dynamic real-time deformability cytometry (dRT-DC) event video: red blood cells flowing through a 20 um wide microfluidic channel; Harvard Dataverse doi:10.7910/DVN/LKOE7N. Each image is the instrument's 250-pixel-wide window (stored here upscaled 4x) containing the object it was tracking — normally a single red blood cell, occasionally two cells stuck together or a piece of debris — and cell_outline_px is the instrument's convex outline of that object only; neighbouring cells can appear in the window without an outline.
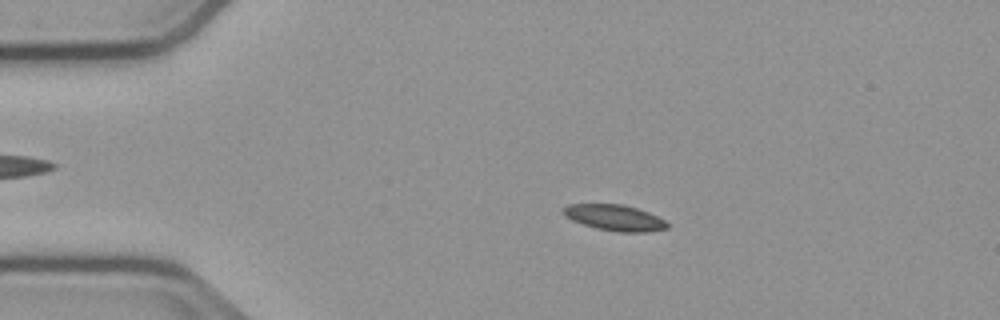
{"species": "common noctule bat (a hibernating species)", "species_latin": "Nyctalus noctula", "temperature_condition": "cold", "stored_images_in_passage": 41, "camera_frame_rate_fps": 3000, "um_per_image_px": 0.085, "animal": {"sex": "male", "body_mass_g": 23.1, "forearm_length_mm": 52.7}, "frame": {"image": 1, "passage_image": 11, "time_ms": 3.333, "image_size_px": [1000, 320], "cell_outline_px": [[668, 228], [648, 232], [616, 232], [596, 228], [572, 220], [564, 216], [564, 208], [568, 204], [624, 204], [648, 212], [664, 220], [668, 224]], "centroid_in_image_um": [52.25, 18.51], "position_along_channel_um": 32.7, "area_um2": 15.61}}
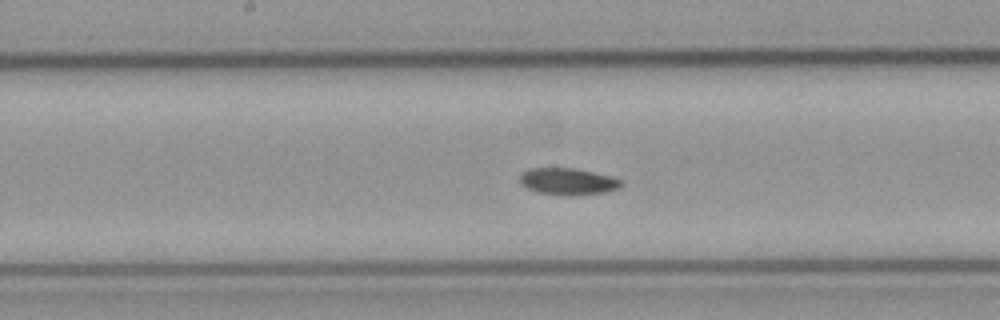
{"frame": {"image": 2, "passage_image": 28, "time_ms": 9.0, "image_size_px": [1000, 320], "cell_outline_px": [[624, 184], [620, 188], [604, 192], [572, 196], [564, 196], [536, 192], [520, 184], [520, 176], [528, 168], [572, 168], [612, 176], [624, 180]], "centroid_in_image_um": [48.3, 15.44], "position_along_channel_um": 199.9, "area_um2": 16.01}}
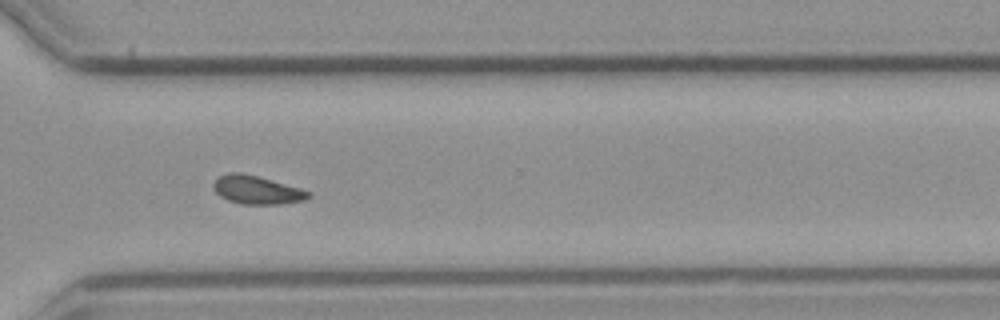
{"frame": {"image": 3, "passage_image": 40, "time_ms": 13.0, "image_size_px": [1000, 320], "cell_outline_px": [[312, 196], [304, 200], [280, 204], [240, 204], [228, 200], [220, 196], [212, 188], [212, 184], [220, 176], [228, 172], [240, 172], [272, 180], [300, 188], [312, 192]], "centroid_in_image_um": [21.83, 16.15], "position_along_channel_um": 348.8, "area_um2": 15.72}}